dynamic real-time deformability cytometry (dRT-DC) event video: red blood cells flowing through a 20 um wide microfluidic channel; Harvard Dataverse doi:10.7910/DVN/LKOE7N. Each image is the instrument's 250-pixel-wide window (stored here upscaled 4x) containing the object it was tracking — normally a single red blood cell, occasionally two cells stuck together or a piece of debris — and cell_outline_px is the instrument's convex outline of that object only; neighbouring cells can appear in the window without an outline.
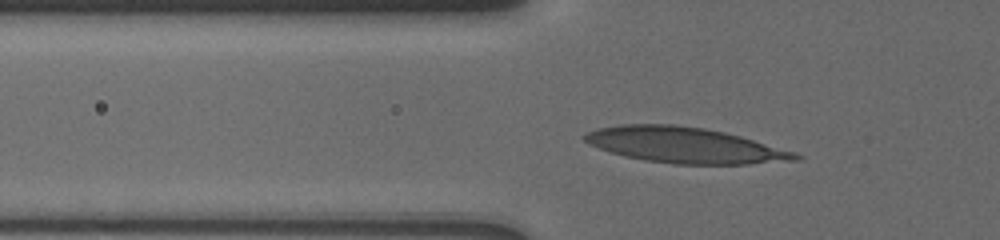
{"species": "human", "species_latin": "Homo sapiens", "temperature_condition": "cold", "stored_images_in_passage": 54, "camera_frame_rate_fps": 3000, "um_per_image_px": 0.085, "donor": {"sex": "male"}, "frame": {"image": 1, "passage_image": 14, "time_ms": 4.0, "image_size_px": [1000, 240], "cell_outline_px": [[804, 160], [748, 164], [672, 164], [644, 160], [612, 152], [588, 144], [580, 136], [584, 132], [596, 128], [620, 124], [676, 124], [704, 128], [724, 132], [740, 136], [796, 152], [804, 156]], "centroid_in_image_um": [58.22, 12.33], "position_along_channel_um": 67.6, "area_um2": 44.1}}
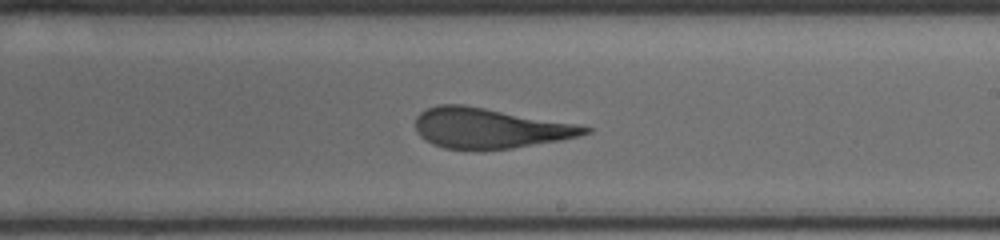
{"frame": {"image": 2, "passage_image": 31, "time_ms": 9.0, "image_size_px": [1000, 240], "cell_outline_px": [[592, 132], [580, 136], [560, 140], [512, 148], [444, 148], [432, 144], [424, 140], [420, 136], [416, 128], [416, 116], [420, 112], [428, 108], [440, 104], [464, 104], [576, 124], [592, 128]], "centroid_in_image_um": [41.61, 10.88], "position_along_channel_um": 247.4, "area_um2": 39.19}}
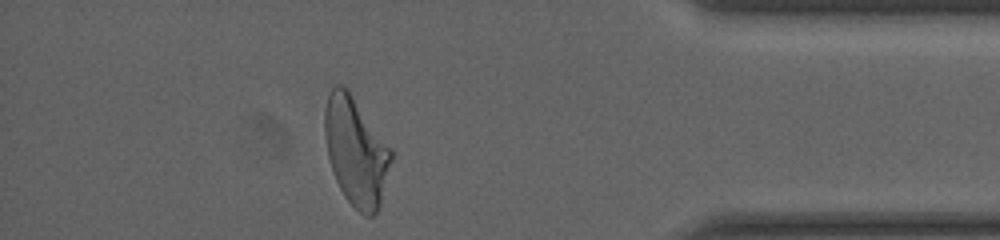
{"frame": {"image": 3, "passage_image": 48, "time_ms": 14.0, "image_size_px": [1000, 240], "cell_outline_px": [[392, 156], [380, 204], [376, 212], [372, 216], [364, 216], [344, 196], [336, 180], [328, 156], [324, 136], [324, 108], [332, 84], [344, 84], [348, 88], [392, 148]], "centroid_in_image_um": [30.24, 12.79], "position_along_channel_um": 405.0, "area_um2": 42.02}}